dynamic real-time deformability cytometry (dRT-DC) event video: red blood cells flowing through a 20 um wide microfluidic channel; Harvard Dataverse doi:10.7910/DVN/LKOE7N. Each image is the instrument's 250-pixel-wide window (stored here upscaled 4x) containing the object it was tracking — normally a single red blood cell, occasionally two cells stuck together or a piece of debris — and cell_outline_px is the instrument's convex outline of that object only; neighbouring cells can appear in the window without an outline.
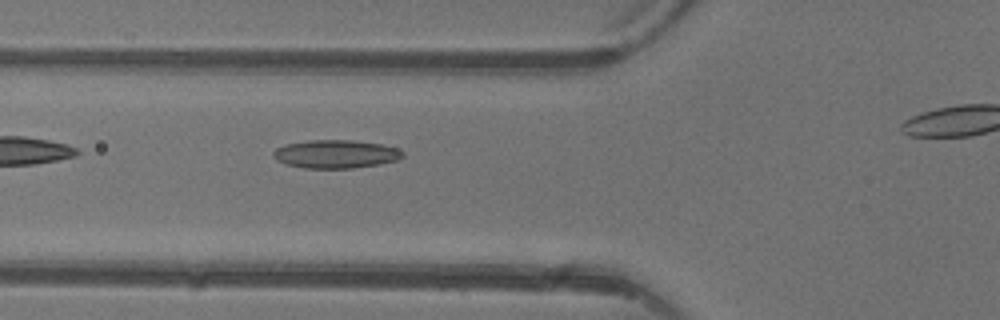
{"species": "common noctule bat (a hibernating species)", "species_latin": "Nyctalus noctula", "temperature_condition": "warm", "stored_images_in_passage": 4, "segment_of_instrument_passage": [1, 2], "camera_frame_rate_fps": 3000, "um_per_image_px": 0.085, "animal": {"sex": "female"}, "frame": {"image": 1, "passage_image": 3, "time_ms": 2.333, "image_size_px": [1000, 320], "cell_outline_px": [[404, 156], [396, 160], [380, 164], [352, 168], [304, 168], [288, 164], [276, 160], [272, 156], [272, 152], [276, 148], [284, 144], [308, 140], [352, 140], [380, 144], [396, 148], [404, 152]], "centroid_in_image_um": [28.51, 13.09], "position_along_channel_um": 97.3, "area_um2": 21.33}}